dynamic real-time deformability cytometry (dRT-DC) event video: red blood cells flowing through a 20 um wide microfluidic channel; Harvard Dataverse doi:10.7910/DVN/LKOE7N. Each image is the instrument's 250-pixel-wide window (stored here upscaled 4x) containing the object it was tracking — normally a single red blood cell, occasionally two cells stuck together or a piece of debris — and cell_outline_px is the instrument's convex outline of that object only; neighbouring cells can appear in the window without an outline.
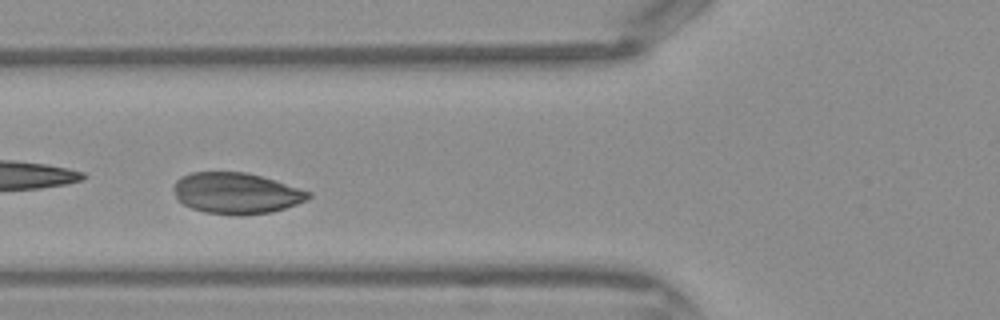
{"species": "Egyptian fruit bat (a non-hibernating species)", "species_latin": "Rousettus aegyptiacus", "temperature_condition": "warm", "stored_images_in_passage": 34, "camera_frame_rate_fps": 3000, "um_per_image_px": 0.085, "frame": {"image": 1, "passage_image": 9, "time_ms": 2.667, "image_size_px": [1000, 320], "cell_outline_px": [[312, 196], [308, 200], [272, 212], [240, 216], [236, 216], [204, 212], [192, 208], [176, 200], [172, 188], [172, 184], [180, 176], [192, 172], [248, 172], [276, 180], [312, 192]], "centroid_in_image_um": [20.06, 16.42], "position_along_channel_um": 105.7, "area_um2": 32.83}}
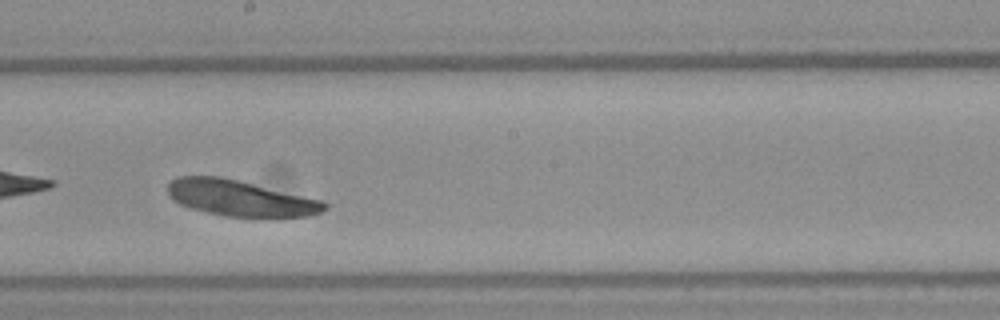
{"frame": {"image": 2, "passage_image": 17, "time_ms": 5.333, "image_size_px": [1000, 320], "cell_outline_px": [[328, 208], [312, 216], [224, 216], [192, 208], [180, 204], [172, 200], [168, 196], [168, 184], [172, 180], [180, 176], [220, 176], [240, 180], [320, 200], [328, 204]], "centroid_in_image_um": [20.39, 16.83], "position_along_channel_um": 227.8, "area_um2": 32.48}}
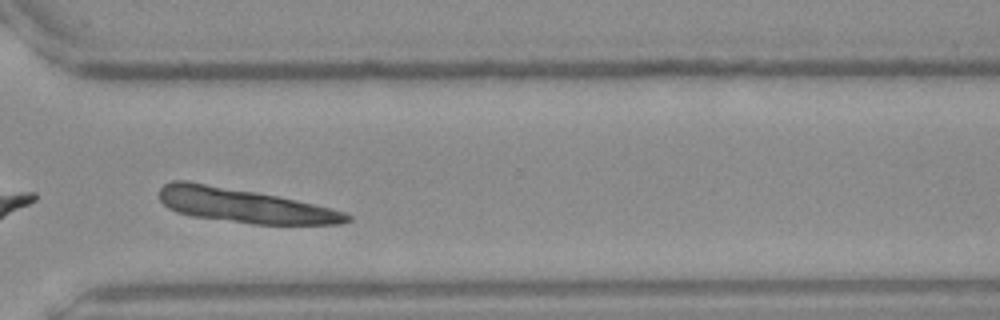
{"frame": {"image": 3, "passage_image": 25, "time_ms": 8.0, "image_size_px": [1000, 320], "cell_outline_px": [[352, 220], [340, 224], [252, 224], [192, 216], [176, 212], [168, 208], [160, 200], [160, 188], [164, 184], [172, 180], [188, 180], [256, 192], [296, 200], [332, 208], [344, 212], [352, 216]], "centroid_in_image_um": [20.73, 17.47], "position_along_channel_um": 349.9, "area_um2": 37.34}}